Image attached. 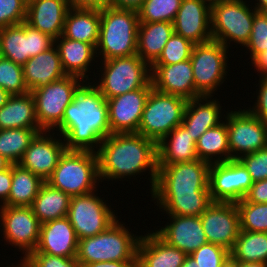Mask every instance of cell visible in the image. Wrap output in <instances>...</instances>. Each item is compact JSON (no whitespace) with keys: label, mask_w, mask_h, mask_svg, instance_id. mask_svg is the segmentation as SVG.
<instances>
[{"label":"cell","mask_w":267,"mask_h":267,"mask_svg":"<svg viewBox=\"0 0 267 267\" xmlns=\"http://www.w3.org/2000/svg\"><path fill=\"white\" fill-rule=\"evenodd\" d=\"M157 167V179L150 194L160 211L168 215L201 216L212 203L208 186L210 164L197 159Z\"/></svg>","instance_id":"obj_1"},{"label":"cell","mask_w":267,"mask_h":267,"mask_svg":"<svg viewBox=\"0 0 267 267\" xmlns=\"http://www.w3.org/2000/svg\"><path fill=\"white\" fill-rule=\"evenodd\" d=\"M92 83L84 81L79 86L62 122L54 129L64 138L66 150L97 152L102 140L111 134L107 100Z\"/></svg>","instance_id":"obj_2"},{"label":"cell","mask_w":267,"mask_h":267,"mask_svg":"<svg viewBox=\"0 0 267 267\" xmlns=\"http://www.w3.org/2000/svg\"><path fill=\"white\" fill-rule=\"evenodd\" d=\"M96 153L101 182L134 178L148 170L152 192L158 171L157 144L153 140L137 133L110 134Z\"/></svg>","instance_id":"obj_3"},{"label":"cell","mask_w":267,"mask_h":267,"mask_svg":"<svg viewBox=\"0 0 267 267\" xmlns=\"http://www.w3.org/2000/svg\"><path fill=\"white\" fill-rule=\"evenodd\" d=\"M138 12L107 7L100 10L96 56L101 61L137 54Z\"/></svg>","instance_id":"obj_4"},{"label":"cell","mask_w":267,"mask_h":267,"mask_svg":"<svg viewBox=\"0 0 267 267\" xmlns=\"http://www.w3.org/2000/svg\"><path fill=\"white\" fill-rule=\"evenodd\" d=\"M119 220L100 234L78 240L76 259L81 266L102 261H137L141 235L131 233Z\"/></svg>","instance_id":"obj_5"},{"label":"cell","mask_w":267,"mask_h":267,"mask_svg":"<svg viewBox=\"0 0 267 267\" xmlns=\"http://www.w3.org/2000/svg\"><path fill=\"white\" fill-rule=\"evenodd\" d=\"M46 182L70 197L85 195L97 190L96 187L101 182L97 153L65 150Z\"/></svg>","instance_id":"obj_6"},{"label":"cell","mask_w":267,"mask_h":267,"mask_svg":"<svg viewBox=\"0 0 267 267\" xmlns=\"http://www.w3.org/2000/svg\"><path fill=\"white\" fill-rule=\"evenodd\" d=\"M100 63L101 77L93 84L106 100L140 88H153L150 66L138 54Z\"/></svg>","instance_id":"obj_7"},{"label":"cell","mask_w":267,"mask_h":267,"mask_svg":"<svg viewBox=\"0 0 267 267\" xmlns=\"http://www.w3.org/2000/svg\"><path fill=\"white\" fill-rule=\"evenodd\" d=\"M249 5L246 0H229L211 5L212 39L228 49L231 42L245 47L251 37L253 20L257 12Z\"/></svg>","instance_id":"obj_8"},{"label":"cell","mask_w":267,"mask_h":267,"mask_svg":"<svg viewBox=\"0 0 267 267\" xmlns=\"http://www.w3.org/2000/svg\"><path fill=\"white\" fill-rule=\"evenodd\" d=\"M187 100L179 96L150 91L137 134L159 143L181 125Z\"/></svg>","instance_id":"obj_9"},{"label":"cell","mask_w":267,"mask_h":267,"mask_svg":"<svg viewBox=\"0 0 267 267\" xmlns=\"http://www.w3.org/2000/svg\"><path fill=\"white\" fill-rule=\"evenodd\" d=\"M228 48L222 43L211 40L194 44L191 52V65L195 89L202 96H214L225 79L228 71ZM227 59V60H226ZM228 70V71H226ZM226 77V78H225Z\"/></svg>","instance_id":"obj_10"},{"label":"cell","mask_w":267,"mask_h":267,"mask_svg":"<svg viewBox=\"0 0 267 267\" xmlns=\"http://www.w3.org/2000/svg\"><path fill=\"white\" fill-rule=\"evenodd\" d=\"M85 80L66 75L44 87L32 89L36 118L42 130L54 131L62 122L66 107L73 101L79 86Z\"/></svg>","instance_id":"obj_11"},{"label":"cell","mask_w":267,"mask_h":267,"mask_svg":"<svg viewBox=\"0 0 267 267\" xmlns=\"http://www.w3.org/2000/svg\"><path fill=\"white\" fill-rule=\"evenodd\" d=\"M96 191L70 199L67 218L78 240L100 234L118 219L111 206L106 204L107 200L97 196Z\"/></svg>","instance_id":"obj_12"},{"label":"cell","mask_w":267,"mask_h":267,"mask_svg":"<svg viewBox=\"0 0 267 267\" xmlns=\"http://www.w3.org/2000/svg\"><path fill=\"white\" fill-rule=\"evenodd\" d=\"M228 147L232 159L254 153L267 146V123L247 108L226 112Z\"/></svg>","instance_id":"obj_13"},{"label":"cell","mask_w":267,"mask_h":267,"mask_svg":"<svg viewBox=\"0 0 267 267\" xmlns=\"http://www.w3.org/2000/svg\"><path fill=\"white\" fill-rule=\"evenodd\" d=\"M55 39L26 22L0 29L1 57L24 65L31 57L49 50Z\"/></svg>","instance_id":"obj_14"},{"label":"cell","mask_w":267,"mask_h":267,"mask_svg":"<svg viewBox=\"0 0 267 267\" xmlns=\"http://www.w3.org/2000/svg\"><path fill=\"white\" fill-rule=\"evenodd\" d=\"M40 222L30 206H0V230L7 244L18 247L25 259L39 242Z\"/></svg>","instance_id":"obj_15"},{"label":"cell","mask_w":267,"mask_h":267,"mask_svg":"<svg viewBox=\"0 0 267 267\" xmlns=\"http://www.w3.org/2000/svg\"><path fill=\"white\" fill-rule=\"evenodd\" d=\"M252 184L249 172L238 159L210 164L208 186L212 202H239Z\"/></svg>","instance_id":"obj_16"},{"label":"cell","mask_w":267,"mask_h":267,"mask_svg":"<svg viewBox=\"0 0 267 267\" xmlns=\"http://www.w3.org/2000/svg\"><path fill=\"white\" fill-rule=\"evenodd\" d=\"M200 218L208 243L231 251L240 231L236 203L212 202Z\"/></svg>","instance_id":"obj_17"},{"label":"cell","mask_w":267,"mask_h":267,"mask_svg":"<svg viewBox=\"0 0 267 267\" xmlns=\"http://www.w3.org/2000/svg\"><path fill=\"white\" fill-rule=\"evenodd\" d=\"M65 150L64 138L59 133L43 130L33 139L18 164L46 182Z\"/></svg>","instance_id":"obj_18"},{"label":"cell","mask_w":267,"mask_h":267,"mask_svg":"<svg viewBox=\"0 0 267 267\" xmlns=\"http://www.w3.org/2000/svg\"><path fill=\"white\" fill-rule=\"evenodd\" d=\"M153 88H140L107 99L111 134L137 133L143 109Z\"/></svg>","instance_id":"obj_19"},{"label":"cell","mask_w":267,"mask_h":267,"mask_svg":"<svg viewBox=\"0 0 267 267\" xmlns=\"http://www.w3.org/2000/svg\"><path fill=\"white\" fill-rule=\"evenodd\" d=\"M173 23L174 33L202 44L212 39L211 5L204 0H182Z\"/></svg>","instance_id":"obj_20"},{"label":"cell","mask_w":267,"mask_h":267,"mask_svg":"<svg viewBox=\"0 0 267 267\" xmlns=\"http://www.w3.org/2000/svg\"><path fill=\"white\" fill-rule=\"evenodd\" d=\"M151 82L156 91L188 100L201 97L195 89L191 60L176 64L151 65Z\"/></svg>","instance_id":"obj_21"},{"label":"cell","mask_w":267,"mask_h":267,"mask_svg":"<svg viewBox=\"0 0 267 267\" xmlns=\"http://www.w3.org/2000/svg\"><path fill=\"white\" fill-rule=\"evenodd\" d=\"M169 222L155 229V233L168 245L191 255L208 243L200 216L168 215Z\"/></svg>","instance_id":"obj_22"},{"label":"cell","mask_w":267,"mask_h":267,"mask_svg":"<svg viewBox=\"0 0 267 267\" xmlns=\"http://www.w3.org/2000/svg\"><path fill=\"white\" fill-rule=\"evenodd\" d=\"M78 238L67 217L40 226L39 242L31 253H45L62 257H76Z\"/></svg>","instance_id":"obj_23"},{"label":"cell","mask_w":267,"mask_h":267,"mask_svg":"<svg viewBox=\"0 0 267 267\" xmlns=\"http://www.w3.org/2000/svg\"><path fill=\"white\" fill-rule=\"evenodd\" d=\"M70 0H27L25 22L54 39L62 35Z\"/></svg>","instance_id":"obj_24"},{"label":"cell","mask_w":267,"mask_h":267,"mask_svg":"<svg viewBox=\"0 0 267 267\" xmlns=\"http://www.w3.org/2000/svg\"><path fill=\"white\" fill-rule=\"evenodd\" d=\"M212 97L201 96L187 101L181 125L196 142L204 132L224 121L220 101Z\"/></svg>","instance_id":"obj_25"},{"label":"cell","mask_w":267,"mask_h":267,"mask_svg":"<svg viewBox=\"0 0 267 267\" xmlns=\"http://www.w3.org/2000/svg\"><path fill=\"white\" fill-rule=\"evenodd\" d=\"M187 254L168 245L154 231L141 235L137 267H181Z\"/></svg>","instance_id":"obj_26"},{"label":"cell","mask_w":267,"mask_h":267,"mask_svg":"<svg viewBox=\"0 0 267 267\" xmlns=\"http://www.w3.org/2000/svg\"><path fill=\"white\" fill-rule=\"evenodd\" d=\"M23 74L29 91L44 87L66 76L57 47L54 45L49 50L31 57L23 65Z\"/></svg>","instance_id":"obj_27"},{"label":"cell","mask_w":267,"mask_h":267,"mask_svg":"<svg viewBox=\"0 0 267 267\" xmlns=\"http://www.w3.org/2000/svg\"><path fill=\"white\" fill-rule=\"evenodd\" d=\"M55 46L58 49L61 65L66 75H73L90 81L89 75L91 73L89 66L94 63L96 55V48L89 43L72 40L62 35L55 39ZM90 72H89V71Z\"/></svg>","instance_id":"obj_28"},{"label":"cell","mask_w":267,"mask_h":267,"mask_svg":"<svg viewBox=\"0 0 267 267\" xmlns=\"http://www.w3.org/2000/svg\"><path fill=\"white\" fill-rule=\"evenodd\" d=\"M196 141L182 126L175 127L157 143V166L197 160Z\"/></svg>","instance_id":"obj_29"},{"label":"cell","mask_w":267,"mask_h":267,"mask_svg":"<svg viewBox=\"0 0 267 267\" xmlns=\"http://www.w3.org/2000/svg\"><path fill=\"white\" fill-rule=\"evenodd\" d=\"M173 33V23L170 22H139L137 54L151 66L158 59Z\"/></svg>","instance_id":"obj_30"},{"label":"cell","mask_w":267,"mask_h":267,"mask_svg":"<svg viewBox=\"0 0 267 267\" xmlns=\"http://www.w3.org/2000/svg\"><path fill=\"white\" fill-rule=\"evenodd\" d=\"M100 10L71 7L66 15L62 36L95 48L99 40Z\"/></svg>","instance_id":"obj_31"},{"label":"cell","mask_w":267,"mask_h":267,"mask_svg":"<svg viewBox=\"0 0 267 267\" xmlns=\"http://www.w3.org/2000/svg\"><path fill=\"white\" fill-rule=\"evenodd\" d=\"M40 128L36 118L35 99L31 92L11 95L0 108V130Z\"/></svg>","instance_id":"obj_32"},{"label":"cell","mask_w":267,"mask_h":267,"mask_svg":"<svg viewBox=\"0 0 267 267\" xmlns=\"http://www.w3.org/2000/svg\"><path fill=\"white\" fill-rule=\"evenodd\" d=\"M71 197L44 182L30 206L40 224L67 217Z\"/></svg>","instance_id":"obj_33"},{"label":"cell","mask_w":267,"mask_h":267,"mask_svg":"<svg viewBox=\"0 0 267 267\" xmlns=\"http://www.w3.org/2000/svg\"><path fill=\"white\" fill-rule=\"evenodd\" d=\"M196 152L200 160L209 164L232 160L226 120L200 136L196 142Z\"/></svg>","instance_id":"obj_34"},{"label":"cell","mask_w":267,"mask_h":267,"mask_svg":"<svg viewBox=\"0 0 267 267\" xmlns=\"http://www.w3.org/2000/svg\"><path fill=\"white\" fill-rule=\"evenodd\" d=\"M39 176L19 164H12V183L6 206H31L44 183Z\"/></svg>","instance_id":"obj_35"},{"label":"cell","mask_w":267,"mask_h":267,"mask_svg":"<svg viewBox=\"0 0 267 267\" xmlns=\"http://www.w3.org/2000/svg\"><path fill=\"white\" fill-rule=\"evenodd\" d=\"M230 258L235 262L267 263V232L239 231Z\"/></svg>","instance_id":"obj_36"},{"label":"cell","mask_w":267,"mask_h":267,"mask_svg":"<svg viewBox=\"0 0 267 267\" xmlns=\"http://www.w3.org/2000/svg\"><path fill=\"white\" fill-rule=\"evenodd\" d=\"M41 128H15L0 130V155L12 164H18Z\"/></svg>","instance_id":"obj_37"},{"label":"cell","mask_w":267,"mask_h":267,"mask_svg":"<svg viewBox=\"0 0 267 267\" xmlns=\"http://www.w3.org/2000/svg\"><path fill=\"white\" fill-rule=\"evenodd\" d=\"M239 211L240 230L267 232V203L236 202Z\"/></svg>","instance_id":"obj_38"},{"label":"cell","mask_w":267,"mask_h":267,"mask_svg":"<svg viewBox=\"0 0 267 267\" xmlns=\"http://www.w3.org/2000/svg\"><path fill=\"white\" fill-rule=\"evenodd\" d=\"M182 0H145L138 11L139 22L172 23Z\"/></svg>","instance_id":"obj_39"},{"label":"cell","mask_w":267,"mask_h":267,"mask_svg":"<svg viewBox=\"0 0 267 267\" xmlns=\"http://www.w3.org/2000/svg\"><path fill=\"white\" fill-rule=\"evenodd\" d=\"M0 87L10 95L29 93L23 74V66L12 60L0 58Z\"/></svg>","instance_id":"obj_40"},{"label":"cell","mask_w":267,"mask_h":267,"mask_svg":"<svg viewBox=\"0 0 267 267\" xmlns=\"http://www.w3.org/2000/svg\"><path fill=\"white\" fill-rule=\"evenodd\" d=\"M193 46L194 44L190 40L173 33L152 65H169L189 60Z\"/></svg>","instance_id":"obj_41"},{"label":"cell","mask_w":267,"mask_h":267,"mask_svg":"<svg viewBox=\"0 0 267 267\" xmlns=\"http://www.w3.org/2000/svg\"><path fill=\"white\" fill-rule=\"evenodd\" d=\"M190 256L195 259L198 267H222L230 259V251L220 245L206 243Z\"/></svg>","instance_id":"obj_42"},{"label":"cell","mask_w":267,"mask_h":267,"mask_svg":"<svg viewBox=\"0 0 267 267\" xmlns=\"http://www.w3.org/2000/svg\"><path fill=\"white\" fill-rule=\"evenodd\" d=\"M245 48L250 50L251 60L259 53L267 50V13L265 11L255 13L251 37Z\"/></svg>","instance_id":"obj_43"},{"label":"cell","mask_w":267,"mask_h":267,"mask_svg":"<svg viewBox=\"0 0 267 267\" xmlns=\"http://www.w3.org/2000/svg\"><path fill=\"white\" fill-rule=\"evenodd\" d=\"M27 0H0V29L26 20Z\"/></svg>","instance_id":"obj_44"},{"label":"cell","mask_w":267,"mask_h":267,"mask_svg":"<svg viewBox=\"0 0 267 267\" xmlns=\"http://www.w3.org/2000/svg\"><path fill=\"white\" fill-rule=\"evenodd\" d=\"M249 172L253 182L267 179V146L238 159Z\"/></svg>","instance_id":"obj_45"},{"label":"cell","mask_w":267,"mask_h":267,"mask_svg":"<svg viewBox=\"0 0 267 267\" xmlns=\"http://www.w3.org/2000/svg\"><path fill=\"white\" fill-rule=\"evenodd\" d=\"M27 267H81L76 257H62L45 253H30L23 259Z\"/></svg>","instance_id":"obj_46"},{"label":"cell","mask_w":267,"mask_h":267,"mask_svg":"<svg viewBox=\"0 0 267 267\" xmlns=\"http://www.w3.org/2000/svg\"><path fill=\"white\" fill-rule=\"evenodd\" d=\"M258 82L259 90L256 92L255 104L248 110L264 123H267V77H260Z\"/></svg>","instance_id":"obj_47"},{"label":"cell","mask_w":267,"mask_h":267,"mask_svg":"<svg viewBox=\"0 0 267 267\" xmlns=\"http://www.w3.org/2000/svg\"><path fill=\"white\" fill-rule=\"evenodd\" d=\"M243 200L253 203H267V179L253 182Z\"/></svg>","instance_id":"obj_48"},{"label":"cell","mask_w":267,"mask_h":267,"mask_svg":"<svg viewBox=\"0 0 267 267\" xmlns=\"http://www.w3.org/2000/svg\"><path fill=\"white\" fill-rule=\"evenodd\" d=\"M12 183V165L3 171H0V206H2L9 197Z\"/></svg>","instance_id":"obj_49"},{"label":"cell","mask_w":267,"mask_h":267,"mask_svg":"<svg viewBox=\"0 0 267 267\" xmlns=\"http://www.w3.org/2000/svg\"><path fill=\"white\" fill-rule=\"evenodd\" d=\"M70 5L77 9L102 10L110 5V0H70Z\"/></svg>","instance_id":"obj_50"},{"label":"cell","mask_w":267,"mask_h":267,"mask_svg":"<svg viewBox=\"0 0 267 267\" xmlns=\"http://www.w3.org/2000/svg\"><path fill=\"white\" fill-rule=\"evenodd\" d=\"M145 0H110L109 7L138 12Z\"/></svg>","instance_id":"obj_51"},{"label":"cell","mask_w":267,"mask_h":267,"mask_svg":"<svg viewBox=\"0 0 267 267\" xmlns=\"http://www.w3.org/2000/svg\"><path fill=\"white\" fill-rule=\"evenodd\" d=\"M251 63L259 73V77H267V50L256 55Z\"/></svg>","instance_id":"obj_52"},{"label":"cell","mask_w":267,"mask_h":267,"mask_svg":"<svg viewBox=\"0 0 267 267\" xmlns=\"http://www.w3.org/2000/svg\"><path fill=\"white\" fill-rule=\"evenodd\" d=\"M137 261H102L84 264L81 267H135Z\"/></svg>","instance_id":"obj_53"},{"label":"cell","mask_w":267,"mask_h":267,"mask_svg":"<svg viewBox=\"0 0 267 267\" xmlns=\"http://www.w3.org/2000/svg\"><path fill=\"white\" fill-rule=\"evenodd\" d=\"M235 267H267V263L266 262H250V263L235 262Z\"/></svg>","instance_id":"obj_54"},{"label":"cell","mask_w":267,"mask_h":267,"mask_svg":"<svg viewBox=\"0 0 267 267\" xmlns=\"http://www.w3.org/2000/svg\"><path fill=\"white\" fill-rule=\"evenodd\" d=\"M11 95L0 87V108L3 107Z\"/></svg>","instance_id":"obj_55"},{"label":"cell","mask_w":267,"mask_h":267,"mask_svg":"<svg viewBox=\"0 0 267 267\" xmlns=\"http://www.w3.org/2000/svg\"><path fill=\"white\" fill-rule=\"evenodd\" d=\"M181 267H198V266H197V262L195 261V259L191 257L190 255H187Z\"/></svg>","instance_id":"obj_56"},{"label":"cell","mask_w":267,"mask_h":267,"mask_svg":"<svg viewBox=\"0 0 267 267\" xmlns=\"http://www.w3.org/2000/svg\"><path fill=\"white\" fill-rule=\"evenodd\" d=\"M257 3H254L253 6L257 11H265L267 9V0H255Z\"/></svg>","instance_id":"obj_57"},{"label":"cell","mask_w":267,"mask_h":267,"mask_svg":"<svg viewBox=\"0 0 267 267\" xmlns=\"http://www.w3.org/2000/svg\"><path fill=\"white\" fill-rule=\"evenodd\" d=\"M11 165L12 163L9 160L0 155V171L8 169Z\"/></svg>","instance_id":"obj_58"},{"label":"cell","mask_w":267,"mask_h":267,"mask_svg":"<svg viewBox=\"0 0 267 267\" xmlns=\"http://www.w3.org/2000/svg\"><path fill=\"white\" fill-rule=\"evenodd\" d=\"M222 267H235V261L230 258L223 264Z\"/></svg>","instance_id":"obj_59"},{"label":"cell","mask_w":267,"mask_h":267,"mask_svg":"<svg viewBox=\"0 0 267 267\" xmlns=\"http://www.w3.org/2000/svg\"><path fill=\"white\" fill-rule=\"evenodd\" d=\"M20 260H21V261H20V264H19V262H18V264H16V266H15V265H13L14 263H12L11 266L8 265L7 267H27L25 261H24L23 259H20Z\"/></svg>","instance_id":"obj_60"},{"label":"cell","mask_w":267,"mask_h":267,"mask_svg":"<svg viewBox=\"0 0 267 267\" xmlns=\"http://www.w3.org/2000/svg\"><path fill=\"white\" fill-rule=\"evenodd\" d=\"M204 1H206L209 5H213L215 3L229 1V0H204Z\"/></svg>","instance_id":"obj_61"}]
</instances>
